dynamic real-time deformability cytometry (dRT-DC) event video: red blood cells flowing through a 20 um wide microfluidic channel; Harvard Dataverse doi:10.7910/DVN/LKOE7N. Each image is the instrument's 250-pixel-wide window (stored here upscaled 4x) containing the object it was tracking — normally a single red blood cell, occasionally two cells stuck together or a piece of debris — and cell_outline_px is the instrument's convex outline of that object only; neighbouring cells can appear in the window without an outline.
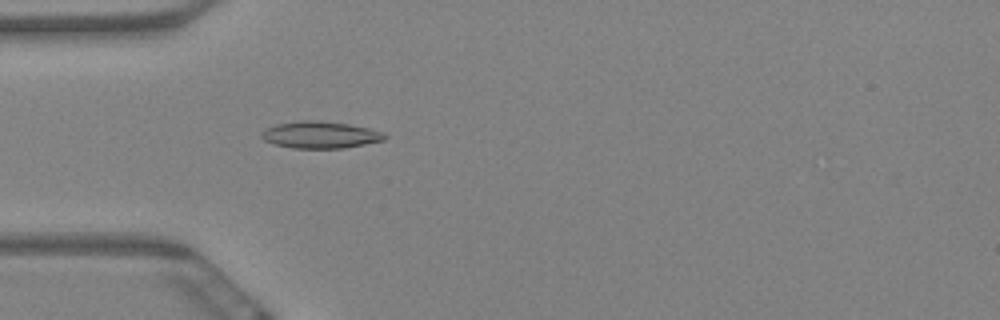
{"species": "Egyptian fruit bat (a non-hibernating species)", "species_latin": "Rousettus aegyptiacus", "temperature_condition": "warm", "stored_images_in_passage": 5, "camera_frame_rate_fps": 3000, "um_per_image_px": 0.085, "animal": {"sex": "female"}, "frame": {"image": 1, "passage_image": 5, "time_ms": 1.333, "image_size_px": [1000, 320], "cell_outline_px": [[388, 136], [384, 140], [344, 148], [292, 148], [276, 144], [264, 140], [260, 136], [260, 132], [276, 124], [300, 120], [316, 120], [348, 124], [368, 128], [384, 132]], "centroid_in_image_um": [27.23, 11.46], "position_along_channel_um": 57.8, "area_um2": 19.25}}